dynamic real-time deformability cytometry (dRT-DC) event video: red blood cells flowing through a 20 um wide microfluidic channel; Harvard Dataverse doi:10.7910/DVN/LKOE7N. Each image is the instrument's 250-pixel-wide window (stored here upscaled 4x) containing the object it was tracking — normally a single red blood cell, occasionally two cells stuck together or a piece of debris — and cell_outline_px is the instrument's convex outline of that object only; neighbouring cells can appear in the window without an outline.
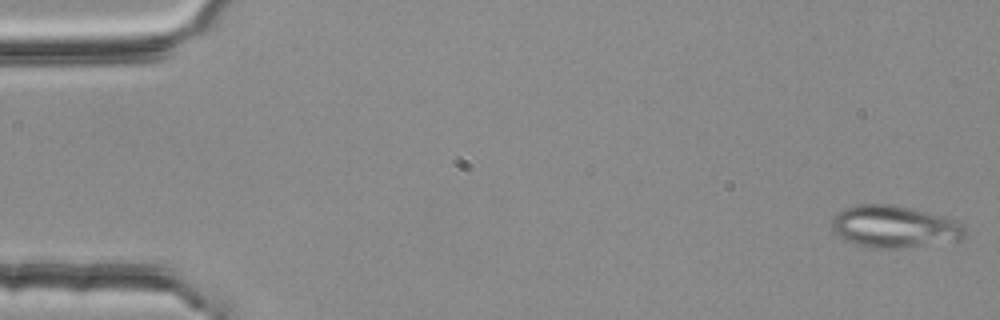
{"species": "common noctule bat (a hibernating species)", "species_latin": "Nyctalus noctula", "temperature_condition": "room temperature", "stored_images_in_passage": 53, "segment_of_instrument_passage": [1, 2], "camera_frame_rate_fps": 3000, "um_per_image_px": 0.085, "animal": {"sex": "female", "body_mass_g": 25.1}, "frame": {"image": 1, "passage_image": 1, "time_ms": 0.0, "image_size_px": [1000, 320], "cell_outline_px": [[968, 236], [964, 240], [904, 248], [876, 248], [856, 244], [844, 240], [836, 236], [832, 232], [832, 216], [836, 212], [844, 208], [856, 204], [892, 204], [940, 216], [952, 220], [960, 224], [964, 228]], "centroid_in_image_um": [75.97, 19.28], "position_along_channel_um": 9.0, "area_um2": 32.83}}